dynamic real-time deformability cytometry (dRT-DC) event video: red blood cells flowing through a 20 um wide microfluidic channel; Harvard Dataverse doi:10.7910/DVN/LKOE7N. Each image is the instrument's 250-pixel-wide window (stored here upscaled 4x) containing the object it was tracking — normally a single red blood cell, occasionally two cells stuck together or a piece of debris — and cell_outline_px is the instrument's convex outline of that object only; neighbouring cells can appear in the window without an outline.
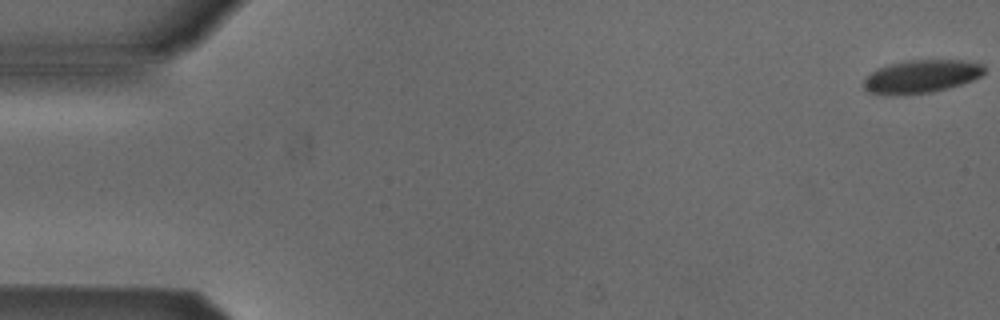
{"species": "Egyptian fruit bat (a non-hibernating species)", "species_latin": "Rousettus aegyptiacus", "temperature_condition": "cold", "stored_images_in_passage": 54, "camera_frame_rate_fps": 3000, "um_per_image_px": 0.085, "animal": {"sex": "male"}, "frame": {"image": 1, "passage_image": 1, "time_ms": 0.0, "image_size_px": [1000, 320], "cell_outline_px": [[984, 72], [980, 76], [972, 80], [948, 88], [932, 92], [868, 92], [864, 88], [864, 80], [876, 68], [888, 64], [904, 60], [964, 60], [984, 64]], "centroid_in_image_um": [78.37, 6.44], "position_along_channel_um": 6.6, "area_um2": 22.48}}
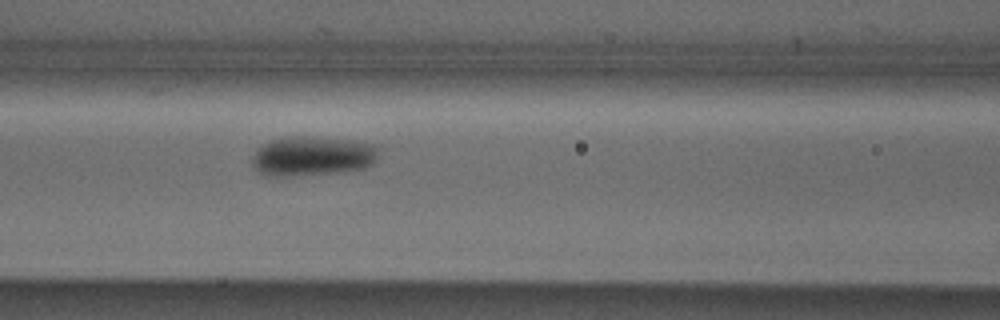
{"frame": {"image": 2, "passage_image": 23, "time_ms": 7.333, "image_size_px": [1000, 320], "cell_outline_px": [[376, 160], [372, 164], [364, 168], [328, 172], [284, 176], [268, 176], [260, 172], [252, 164], [252, 156], [256, 148], [268, 140], [288, 136], [304, 136], [352, 140], [376, 144]], "centroid_in_image_um": [26.49, 13.23], "position_along_channel_um": 140.1, "area_um2": 28.9}}
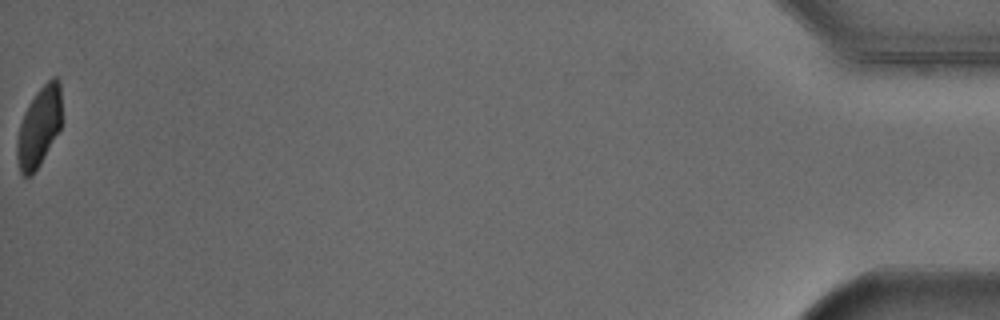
{"frame": {"image": 3, "passage_image": 54, "time_ms": 17.667, "image_size_px": [1000, 320], "cell_outline_px": [[60, 128], [40, 164], [32, 176], [24, 176], [20, 172], [16, 156], [16, 144], [20, 124], [24, 112], [28, 104], [36, 92], [52, 76], [56, 76], [60, 80]], "centroid_in_image_um": [3.3, 10.78], "position_along_channel_um": 431.9, "area_um2": 20.63}, "authors_computed_cell_mechanics": {"area_um2": 24.8251, "velocity_mm_per_s": 3.8383, "shape_relaxation_time_tau1_ms": 2.7663, "shape_relaxation_time_tau2_ms": 4.591, "deformation_change_tau1": 0.0899, "deformation_change_tau2": 0.059}}